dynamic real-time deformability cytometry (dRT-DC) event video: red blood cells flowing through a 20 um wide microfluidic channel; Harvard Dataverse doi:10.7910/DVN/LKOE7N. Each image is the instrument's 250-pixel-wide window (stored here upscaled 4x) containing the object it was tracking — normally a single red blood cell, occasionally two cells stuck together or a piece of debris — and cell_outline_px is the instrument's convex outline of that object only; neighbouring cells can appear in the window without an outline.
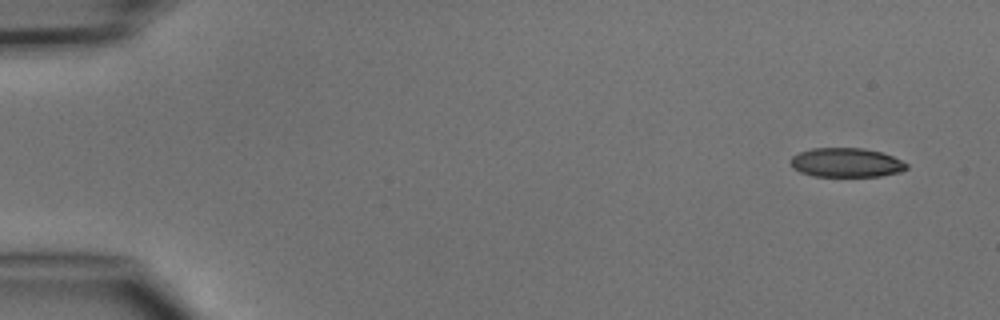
{"species": "common noctule bat (a hibernating species)", "species_latin": "Nyctalus noctula", "temperature_condition": "cold", "stored_images_in_passage": 3, "camera_frame_rate_fps": 3000, "um_per_image_px": 0.085, "animal": {"sex": "male", "body_mass_g": 15.6}, "frame": {"image": 1, "passage_image": 1, "time_ms": 0.0, "image_size_px": [1000, 320], "cell_outline_px": [[908, 168], [900, 172], [880, 176], [812, 176], [800, 172], [792, 168], [788, 160], [792, 156], [800, 152], [812, 148], [864, 148], [880, 152], [892, 156], [908, 164]], "centroid_in_image_um": [71.89, 13.82], "position_along_channel_um": 13.1, "area_um2": 19.83}}